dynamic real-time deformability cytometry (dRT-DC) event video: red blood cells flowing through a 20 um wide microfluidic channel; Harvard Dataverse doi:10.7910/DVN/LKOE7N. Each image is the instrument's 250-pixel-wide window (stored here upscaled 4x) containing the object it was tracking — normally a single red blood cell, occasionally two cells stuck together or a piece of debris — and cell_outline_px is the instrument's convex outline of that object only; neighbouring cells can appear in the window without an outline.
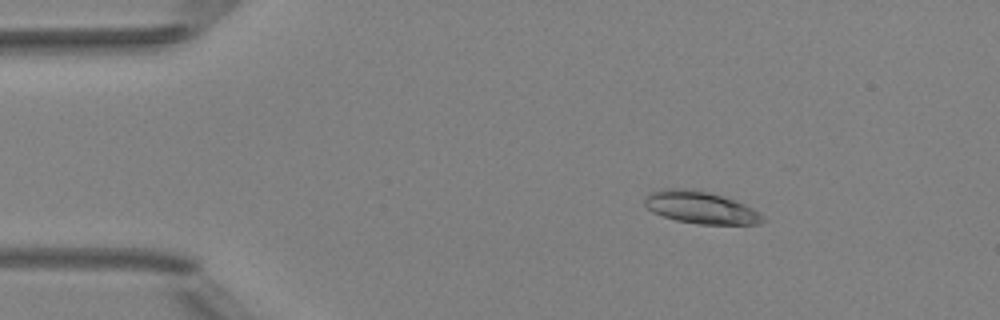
{"species": "Egyptian fruit bat (a non-hibernating species)", "species_latin": "Rousettus aegyptiacus", "temperature_condition": "room temperature", "stored_images_in_passage": 5, "camera_frame_rate_fps": 3000, "um_per_image_px": 0.085, "animal": {"sex": "female"}, "frame": {"image": 1, "passage_image": 3, "time_ms": 2.333, "image_size_px": [1000, 320], "cell_outline_px": [[764, 220], [760, 224], [700, 224], [676, 220], [652, 212], [644, 204], [644, 196], [648, 192], [664, 188], [684, 188], [708, 192], [744, 204], [752, 208], [764, 216]], "centroid_in_image_um": [59.5, 17.63], "position_along_channel_um": 25.5, "area_um2": 22.02}}
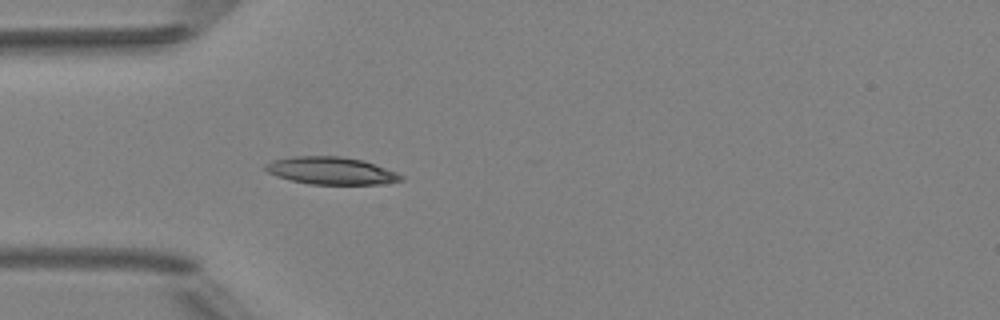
{"frame": {"image": 2, "passage_image": 5, "time_ms": 4.667, "image_size_px": [1000, 320], "cell_outline_px": [[404, 180], [384, 184], [308, 184], [276, 176], [268, 172], [264, 168], [264, 164], [272, 160], [292, 156], [340, 156], [364, 160], [396, 172], [404, 176]], "centroid_in_image_um": [28.15, 14.51], "position_along_channel_um": 56.9, "area_um2": 21.79}}